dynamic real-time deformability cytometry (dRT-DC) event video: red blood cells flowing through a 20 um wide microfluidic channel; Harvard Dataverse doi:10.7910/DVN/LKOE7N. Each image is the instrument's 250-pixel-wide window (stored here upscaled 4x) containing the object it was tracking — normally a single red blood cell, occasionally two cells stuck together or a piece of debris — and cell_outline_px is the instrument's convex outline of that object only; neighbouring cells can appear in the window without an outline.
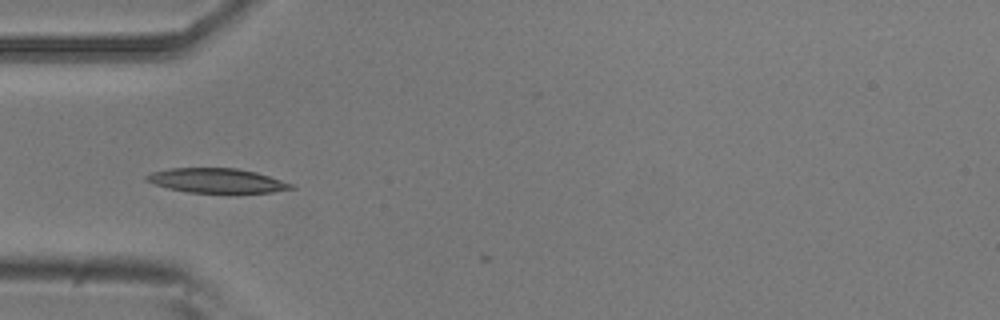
{"species": "common noctule bat (a hibernating species)", "species_latin": "Nyctalus noctula", "temperature_condition": "room temperature", "stored_images_in_passage": 5, "camera_frame_rate_fps": 3000, "um_per_image_px": 0.085, "animal": {"sex": "male", "body_mass_g": 20.5, "forearm_length_mm": 52.5}, "frame": {"image": 1, "passage_image": 4, "time_ms": 1.0, "image_size_px": [1000, 320], "cell_outline_px": [[296, 188], [272, 192], [228, 196], [188, 192], [168, 188], [144, 180], [144, 176], [152, 172], [172, 168], [236, 168], [256, 172], [292, 184]], "centroid_in_image_um": [18.46, 15.4], "position_along_channel_um": 66.5, "area_um2": 21.5}}